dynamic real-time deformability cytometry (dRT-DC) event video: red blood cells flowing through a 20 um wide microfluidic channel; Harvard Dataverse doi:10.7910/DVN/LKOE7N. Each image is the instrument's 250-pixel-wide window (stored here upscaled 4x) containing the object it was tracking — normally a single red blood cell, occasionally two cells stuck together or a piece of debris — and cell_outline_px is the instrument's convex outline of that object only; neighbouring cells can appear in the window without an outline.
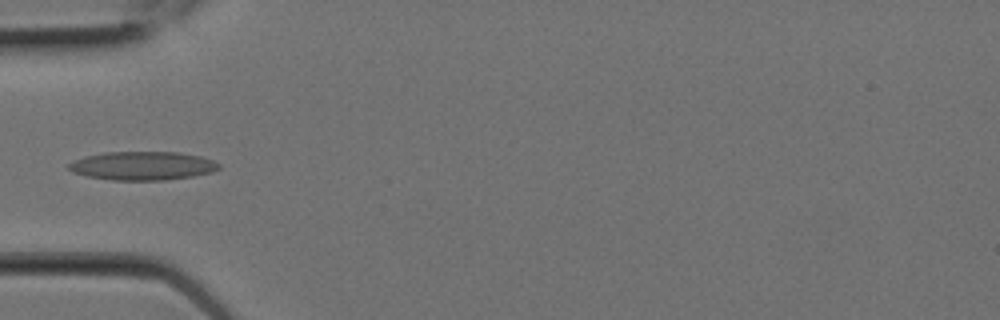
{"species": "Egyptian fruit bat (a non-hibernating species)", "species_latin": "Rousettus aegyptiacus", "temperature_condition": "room temperature", "stored_images_in_passage": 8, "camera_frame_rate_fps": 3000, "um_per_image_px": 0.085, "animal": {"sex": "female"}, "frame": {"image": 1, "passage_image": 6, "time_ms": 1.667, "image_size_px": [1000, 320], "cell_outline_px": [[220, 168], [212, 172], [192, 176], [164, 180], [112, 180], [88, 176], [72, 172], [68, 168], [68, 164], [72, 160], [104, 152], [180, 152], [200, 156], [212, 160], [220, 164]], "centroid_in_image_um": [12.12, 14.09], "position_along_channel_um": 72.9, "area_um2": 24.97}}
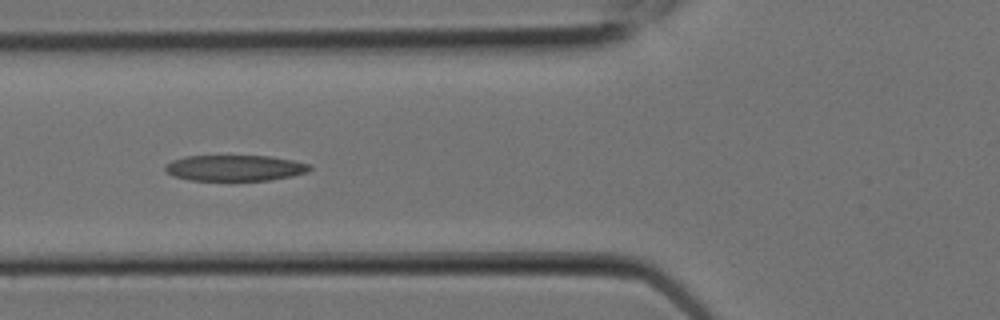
{"frame": {"image": 2, "passage_image": 7, "time_ms": 2.0, "image_size_px": [1000, 320], "cell_outline_px": [[312, 168], [308, 172], [292, 176], [268, 180], [192, 180], [172, 176], [164, 168], [164, 164], [172, 160], [184, 156], [268, 156], [292, 160], [312, 164]], "centroid_in_image_um": [19.97, 14.27], "position_along_channel_um": 105.8, "area_um2": 21.85}}
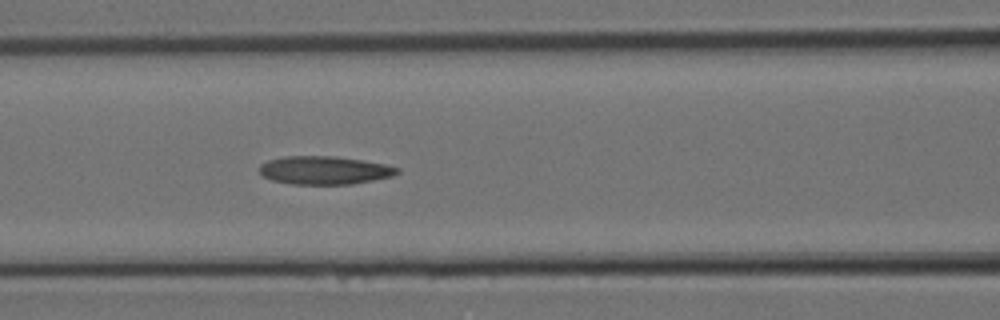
{"frame": {"image": 3, "passage_image": 8, "time_ms": 2.333, "image_size_px": [1000, 320], "cell_outline_px": [[400, 172], [392, 176], [352, 184], [292, 184], [272, 180], [264, 176], [260, 172], [260, 164], [268, 160], [284, 156], [336, 156], [384, 164], [400, 168]], "centroid_in_image_um": [27.57, 14.47], "position_along_channel_um": 139.0, "area_um2": 22.54}}